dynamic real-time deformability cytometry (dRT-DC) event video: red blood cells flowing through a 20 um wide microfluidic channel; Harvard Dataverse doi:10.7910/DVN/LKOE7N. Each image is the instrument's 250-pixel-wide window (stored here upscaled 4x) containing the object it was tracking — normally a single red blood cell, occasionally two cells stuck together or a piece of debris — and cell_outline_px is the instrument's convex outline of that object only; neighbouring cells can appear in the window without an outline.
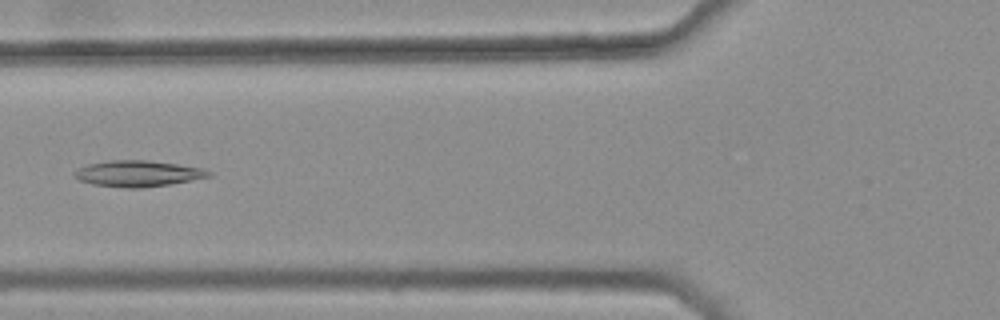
{"species": "common noctule bat (a hibernating species)", "species_latin": "Nyctalus noctula", "temperature_condition": "warm", "stored_images_in_passage": 6, "camera_frame_rate_fps": 3000, "um_per_image_px": 0.085, "animal": {"sex": "female", "body_mass_g": 25.1}, "frame": {"image": 1, "passage_image": 5, "time_ms": 1.333, "image_size_px": [1000, 320], "cell_outline_px": [[212, 176], [168, 184], [140, 188], [124, 188], [92, 184], [80, 180], [72, 176], [72, 172], [88, 164], [108, 160], [148, 160], [204, 168], [212, 172]], "centroid_in_image_um": [11.7, 14.75], "position_along_channel_um": 114.1, "area_um2": 20.4}}